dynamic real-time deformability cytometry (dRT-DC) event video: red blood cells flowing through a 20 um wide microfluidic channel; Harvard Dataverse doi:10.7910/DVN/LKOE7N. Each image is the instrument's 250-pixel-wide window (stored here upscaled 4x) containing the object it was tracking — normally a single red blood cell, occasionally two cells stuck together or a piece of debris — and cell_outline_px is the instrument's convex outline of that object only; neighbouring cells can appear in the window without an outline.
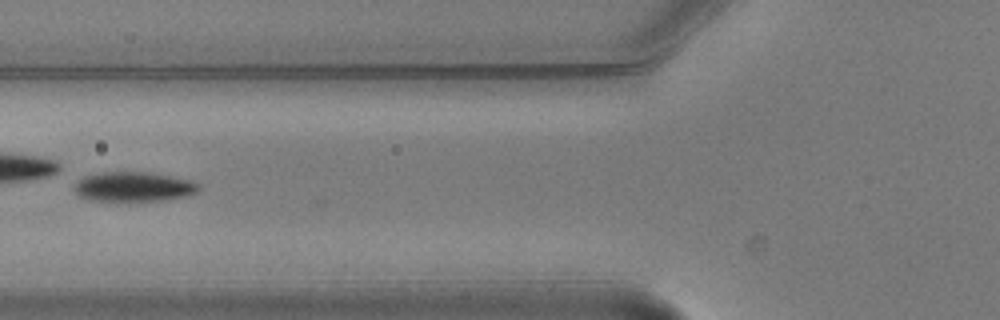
{"species": "common noctule bat (a hibernating species)", "species_latin": "Nyctalus noctula", "temperature_condition": "warm", "stored_images_in_passage": 6, "camera_frame_rate_fps": 3000, "um_per_image_px": 0.085, "animal": {"sex": "male", "body_mass_g": 20.5, "forearm_length_mm": 52.5}, "frame": {"image": 1, "passage_image": 6, "time_ms": 1.667, "image_size_px": [1000, 320], "cell_outline_px": [[200, 188], [196, 192], [184, 196], [164, 200], [92, 200], [80, 196], [72, 188], [76, 180], [84, 176], [96, 172], [152, 172], [172, 176], [188, 180], [200, 184]], "centroid_in_image_um": [11.31, 15.85], "position_along_channel_um": 114.5, "area_um2": 21.44}}